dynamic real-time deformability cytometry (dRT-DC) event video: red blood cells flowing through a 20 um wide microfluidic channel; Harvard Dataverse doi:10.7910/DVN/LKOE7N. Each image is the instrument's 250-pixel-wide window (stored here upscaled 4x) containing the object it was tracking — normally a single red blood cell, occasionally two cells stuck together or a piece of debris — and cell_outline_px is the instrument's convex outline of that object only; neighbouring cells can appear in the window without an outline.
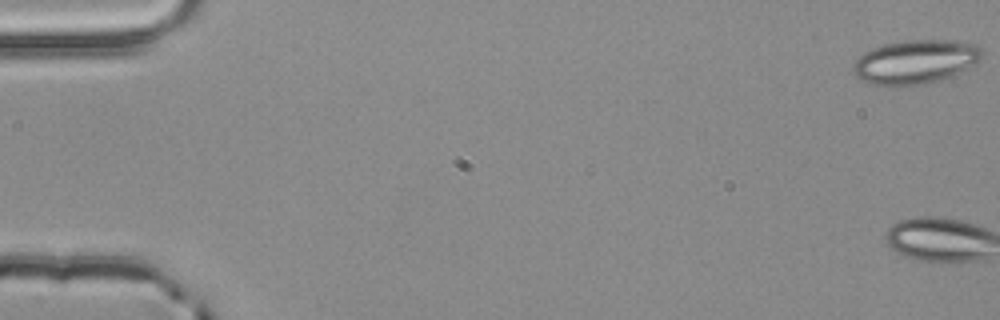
{"species": "common noctule bat (a hibernating species)", "species_latin": "Nyctalus noctula", "temperature_condition": "room temperature", "stored_images_in_passage": 3, "camera_frame_rate_fps": 3000, "um_per_image_px": 0.085, "animal": {"sex": "male", "body_mass_g": 20.4}, "frame": {"image": 1, "passage_image": 1, "time_ms": 0.0, "image_size_px": [1000, 320], "cell_outline_px": [[984, 56], [980, 60], [952, 76], [940, 80], [920, 84], [872, 84], [860, 80], [852, 72], [852, 64], [864, 52], [872, 48], [884, 44], [904, 40], [952, 40], [976, 44], [984, 52]], "centroid_in_image_um": [77.81, 5.23], "position_along_channel_um": 7.2, "area_um2": 32.77}}